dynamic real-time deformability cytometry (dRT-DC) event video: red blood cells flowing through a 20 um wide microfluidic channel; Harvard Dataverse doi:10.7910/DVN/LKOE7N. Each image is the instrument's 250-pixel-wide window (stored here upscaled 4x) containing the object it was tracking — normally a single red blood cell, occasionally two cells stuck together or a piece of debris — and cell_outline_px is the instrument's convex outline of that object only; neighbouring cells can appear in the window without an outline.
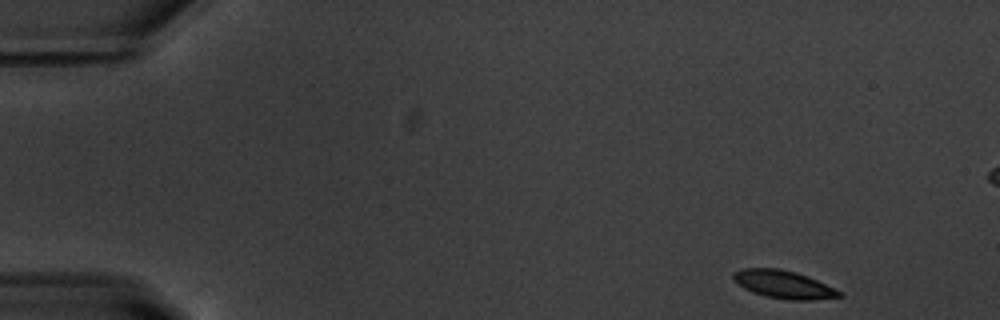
{"species": "common noctule bat (a hibernating species)", "species_latin": "Nyctalus noctula", "temperature_condition": "warm", "stored_images_in_passage": 13, "camera_frame_rate_fps": 3000, "um_per_image_px": 0.085, "animal": {"sex": "male", "body_mass_g": 20.1, "forearm_length_mm": 53.5}, "frame": {"image": 1, "passage_image": 1, "time_ms": 0.0, "image_size_px": [1000, 320], "cell_outline_px": [[844, 296], [812, 300], [788, 300], [768, 296], [752, 292], [744, 288], [732, 280], [732, 272], [740, 268], [780, 268], [796, 272], [808, 276], [844, 292]], "centroid_in_image_um": [66.61, 24.17], "position_along_channel_um": 18.4, "area_um2": 17.46}}